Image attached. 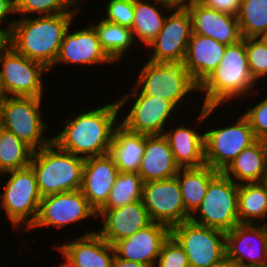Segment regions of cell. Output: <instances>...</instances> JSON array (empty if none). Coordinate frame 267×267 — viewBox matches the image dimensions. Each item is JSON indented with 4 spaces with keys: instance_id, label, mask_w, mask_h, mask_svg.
Here are the masks:
<instances>
[{
    "instance_id": "16",
    "label": "cell",
    "mask_w": 267,
    "mask_h": 267,
    "mask_svg": "<svg viewBox=\"0 0 267 267\" xmlns=\"http://www.w3.org/2000/svg\"><path fill=\"white\" fill-rule=\"evenodd\" d=\"M142 201L152 222L162 223L172 228L190 220L191 216L185 211L176 177L144 182Z\"/></svg>"
},
{
    "instance_id": "42",
    "label": "cell",
    "mask_w": 267,
    "mask_h": 267,
    "mask_svg": "<svg viewBox=\"0 0 267 267\" xmlns=\"http://www.w3.org/2000/svg\"><path fill=\"white\" fill-rule=\"evenodd\" d=\"M170 10H188L194 3L200 0H154Z\"/></svg>"
},
{
    "instance_id": "32",
    "label": "cell",
    "mask_w": 267,
    "mask_h": 267,
    "mask_svg": "<svg viewBox=\"0 0 267 267\" xmlns=\"http://www.w3.org/2000/svg\"><path fill=\"white\" fill-rule=\"evenodd\" d=\"M34 150L0 127V174L29 166Z\"/></svg>"
},
{
    "instance_id": "10",
    "label": "cell",
    "mask_w": 267,
    "mask_h": 267,
    "mask_svg": "<svg viewBox=\"0 0 267 267\" xmlns=\"http://www.w3.org/2000/svg\"><path fill=\"white\" fill-rule=\"evenodd\" d=\"M238 189L239 184L220 172L209 183L201 205L190 220L225 233L232 230L240 223L237 206Z\"/></svg>"
},
{
    "instance_id": "21",
    "label": "cell",
    "mask_w": 267,
    "mask_h": 267,
    "mask_svg": "<svg viewBox=\"0 0 267 267\" xmlns=\"http://www.w3.org/2000/svg\"><path fill=\"white\" fill-rule=\"evenodd\" d=\"M170 236V228L152 222L126 239L113 244L115 255L120 259L140 262L154 267L164 241Z\"/></svg>"
},
{
    "instance_id": "47",
    "label": "cell",
    "mask_w": 267,
    "mask_h": 267,
    "mask_svg": "<svg viewBox=\"0 0 267 267\" xmlns=\"http://www.w3.org/2000/svg\"><path fill=\"white\" fill-rule=\"evenodd\" d=\"M260 38L267 45V32L264 33Z\"/></svg>"
},
{
    "instance_id": "1",
    "label": "cell",
    "mask_w": 267,
    "mask_h": 267,
    "mask_svg": "<svg viewBox=\"0 0 267 267\" xmlns=\"http://www.w3.org/2000/svg\"><path fill=\"white\" fill-rule=\"evenodd\" d=\"M68 115L58 131L52 132V142L60 149L88 158L110 152L115 129L120 125L118 102L113 101ZM82 111V112H81Z\"/></svg>"
},
{
    "instance_id": "35",
    "label": "cell",
    "mask_w": 267,
    "mask_h": 267,
    "mask_svg": "<svg viewBox=\"0 0 267 267\" xmlns=\"http://www.w3.org/2000/svg\"><path fill=\"white\" fill-rule=\"evenodd\" d=\"M83 6L85 7L84 4L81 7L76 0H15V13L20 17L34 16V14L35 16H42L83 13Z\"/></svg>"
},
{
    "instance_id": "48",
    "label": "cell",
    "mask_w": 267,
    "mask_h": 267,
    "mask_svg": "<svg viewBox=\"0 0 267 267\" xmlns=\"http://www.w3.org/2000/svg\"><path fill=\"white\" fill-rule=\"evenodd\" d=\"M244 267H267V263L266 264L249 265V266H244Z\"/></svg>"
},
{
    "instance_id": "28",
    "label": "cell",
    "mask_w": 267,
    "mask_h": 267,
    "mask_svg": "<svg viewBox=\"0 0 267 267\" xmlns=\"http://www.w3.org/2000/svg\"><path fill=\"white\" fill-rule=\"evenodd\" d=\"M92 21L90 24L97 33L102 50L115 64H118L119 61L120 64L127 54L131 56L128 51L136 50L137 43L130 28L106 21L103 18Z\"/></svg>"
},
{
    "instance_id": "3",
    "label": "cell",
    "mask_w": 267,
    "mask_h": 267,
    "mask_svg": "<svg viewBox=\"0 0 267 267\" xmlns=\"http://www.w3.org/2000/svg\"><path fill=\"white\" fill-rule=\"evenodd\" d=\"M258 86L250 74L244 38L236 44L227 45L224 56L215 71L200 86L201 106L222 107L238 102L249 101L252 95L260 94ZM204 96V97H203ZM245 97V98H243ZM236 99V100H235ZM233 100V101H232ZM235 100V101H234Z\"/></svg>"
},
{
    "instance_id": "41",
    "label": "cell",
    "mask_w": 267,
    "mask_h": 267,
    "mask_svg": "<svg viewBox=\"0 0 267 267\" xmlns=\"http://www.w3.org/2000/svg\"><path fill=\"white\" fill-rule=\"evenodd\" d=\"M12 14L16 15L15 0H0V25L7 27L10 31L16 21Z\"/></svg>"
},
{
    "instance_id": "22",
    "label": "cell",
    "mask_w": 267,
    "mask_h": 267,
    "mask_svg": "<svg viewBox=\"0 0 267 267\" xmlns=\"http://www.w3.org/2000/svg\"><path fill=\"white\" fill-rule=\"evenodd\" d=\"M188 12L191 16L192 33L207 36L219 43L232 45L242 40L237 16L194 3Z\"/></svg>"
},
{
    "instance_id": "25",
    "label": "cell",
    "mask_w": 267,
    "mask_h": 267,
    "mask_svg": "<svg viewBox=\"0 0 267 267\" xmlns=\"http://www.w3.org/2000/svg\"><path fill=\"white\" fill-rule=\"evenodd\" d=\"M179 169L163 134H145V152L138 170L143 182L173 178Z\"/></svg>"
},
{
    "instance_id": "27",
    "label": "cell",
    "mask_w": 267,
    "mask_h": 267,
    "mask_svg": "<svg viewBox=\"0 0 267 267\" xmlns=\"http://www.w3.org/2000/svg\"><path fill=\"white\" fill-rule=\"evenodd\" d=\"M145 152V134L133 133L121 124L115 129L110 154L119 172L138 173Z\"/></svg>"
},
{
    "instance_id": "23",
    "label": "cell",
    "mask_w": 267,
    "mask_h": 267,
    "mask_svg": "<svg viewBox=\"0 0 267 267\" xmlns=\"http://www.w3.org/2000/svg\"><path fill=\"white\" fill-rule=\"evenodd\" d=\"M63 240L55 245L77 267H111L115 255L114 247L104 240L96 229Z\"/></svg>"
},
{
    "instance_id": "26",
    "label": "cell",
    "mask_w": 267,
    "mask_h": 267,
    "mask_svg": "<svg viewBox=\"0 0 267 267\" xmlns=\"http://www.w3.org/2000/svg\"><path fill=\"white\" fill-rule=\"evenodd\" d=\"M222 173L236 184L267 181V140L245 148Z\"/></svg>"
},
{
    "instance_id": "9",
    "label": "cell",
    "mask_w": 267,
    "mask_h": 267,
    "mask_svg": "<svg viewBox=\"0 0 267 267\" xmlns=\"http://www.w3.org/2000/svg\"><path fill=\"white\" fill-rule=\"evenodd\" d=\"M231 118L233 121L226 126L222 123L209 127L204 131V159L205 164L212 169L222 172L228 164L238 156L245 148H248L258 139L255 137L249 121L241 113L238 118ZM210 128V129H209Z\"/></svg>"
},
{
    "instance_id": "49",
    "label": "cell",
    "mask_w": 267,
    "mask_h": 267,
    "mask_svg": "<svg viewBox=\"0 0 267 267\" xmlns=\"http://www.w3.org/2000/svg\"><path fill=\"white\" fill-rule=\"evenodd\" d=\"M79 4L81 3V4H83L81 1H88V0H76Z\"/></svg>"
},
{
    "instance_id": "20",
    "label": "cell",
    "mask_w": 267,
    "mask_h": 267,
    "mask_svg": "<svg viewBox=\"0 0 267 267\" xmlns=\"http://www.w3.org/2000/svg\"><path fill=\"white\" fill-rule=\"evenodd\" d=\"M118 174L110 153L85 158L80 190L96 212L107 202Z\"/></svg>"
},
{
    "instance_id": "40",
    "label": "cell",
    "mask_w": 267,
    "mask_h": 267,
    "mask_svg": "<svg viewBox=\"0 0 267 267\" xmlns=\"http://www.w3.org/2000/svg\"><path fill=\"white\" fill-rule=\"evenodd\" d=\"M207 7L236 16L241 0H200Z\"/></svg>"
},
{
    "instance_id": "6",
    "label": "cell",
    "mask_w": 267,
    "mask_h": 267,
    "mask_svg": "<svg viewBox=\"0 0 267 267\" xmlns=\"http://www.w3.org/2000/svg\"><path fill=\"white\" fill-rule=\"evenodd\" d=\"M0 176L4 182L3 190H0V211H5V217L8 218L5 221L8 220L7 222L16 228L17 233H26L36 220L42 198L35 173L28 166Z\"/></svg>"
},
{
    "instance_id": "4",
    "label": "cell",
    "mask_w": 267,
    "mask_h": 267,
    "mask_svg": "<svg viewBox=\"0 0 267 267\" xmlns=\"http://www.w3.org/2000/svg\"><path fill=\"white\" fill-rule=\"evenodd\" d=\"M85 158L60 149L54 142L36 150L29 166L41 197L76 191L82 185Z\"/></svg>"
},
{
    "instance_id": "2",
    "label": "cell",
    "mask_w": 267,
    "mask_h": 267,
    "mask_svg": "<svg viewBox=\"0 0 267 267\" xmlns=\"http://www.w3.org/2000/svg\"><path fill=\"white\" fill-rule=\"evenodd\" d=\"M81 13L19 17L10 31V45L20 54L51 69L58 57L65 33L76 26ZM77 15V16H76Z\"/></svg>"
},
{
    "instance_id": "33",
    "label": "cell",
    "mask_w": 267,
    "mask_h": 267,
    "mask_svg": "<svg viewBox=\"0 0 267 267\" xmlns=\"http://www.w3.org/2000/svg\"><path fill=\"white\" fill-rule=\"evenodd\" d=\"M236 16L242 38H257L267 32V0H241Z\"/></svg>"
},
{
    "instance_id": "37",
    "label": "cell",
    "mask_w": 267,
    "mask_h": 267,
    "mask_svg": "<svg viewBox=\"0 0 267 267\" xmlns=\"http://www.w3.org/2000/svg\"><path fill=\"white\" fill-rule=\"evenodd\" d=\"M154 267H190L184 249L171 235L162 244Z\"/></svg>"
},
{
    "instance_id": "5",
    "label": "cell",
    "mask_w": 267,
    "mask_h": 267,
    "mask_svg": "<svg viewBox=\"0 0 267 267\" xmlns=\"http://www.w3.org/2000/svg\"><path fill=\"white\" fill-rule=\"evenodd\" d=\"M136 72V81L133 85L145 96L165 99L171 102L178 110L185 108L183 101L194 97L199 92V86L188 73L185 61L172 62H143ZM187 97V98H186ZM182 104V105H181ZM179 105V106H178ZM180 107V108H179Z\"/></svg>"
},
{
    "instance_id": "24",
    "label": "cell",
    "mask_w": 267,
    "mask_h": 267,
    "mask_svg": "<svg viewBox=\"0 0 267 267\" xmlns=\"http://www.w3.org/2000/svg\"><path fill=\"white\" fill-rule=\"evenodd\" d=\"M227 45L213 38L193 34L188 42L185 63L188 73L200 86L220 64Z\"/></svg>"
},
{
    "instance_id": "19",
    "label": "cell",
    "mask_w": 267,
    "mask_h": 267,
    "mask_svg": "<svg viewBox=\"0 0 267 267\" xmlns=\"http://www.w3.org/2000/svg\"><path fill=\"white\" fill-rule=\"evenodd\" d=\"M97 218L102 226L96 232L111 245L152 223L142 199L115 209H100Z\"/></svg>"
},
{
    "instance_id": "50",
    "label": "cell",
    "mask_w": 267,
    "mask_h": 267,
    "mask_svg": "<svg viewBox=\"0 0 267 267\" xmlns=\"http://www.w3.org/2000/svg\"><path fill=\"white\" fill-rule=\"evenodd\" d=\"M2 97H3V96H2L1 91H0V102H1V100H2Z\"/></svg>"
},
{
    "instance_id": "30",
    "label": "cell",
    "mask_w": 267,
    "mask_h": 267,
    "mask_svg": "<svg viewBox=\"0 0 267 267\" xmlns=\"http://www.w3.org/2000/svg\"><path fill=\"white\" fill-rule=\"evenodd\" d=\"M210 166L200 168H180L176 174L179 182L185 211L192 216L201 205L209 183L219 174Z\"/></svg>"
},
{
    "instance_id": "15",
    "label": "cell",
    "mask_w": 267,
    "mask_h": 267,
    "mask_svg": "<svg viewBox=\"0 0 267 267\" xmlns=\"http://www.w3.org/2000/svg\"><path fill=\"white\" fill-rule=\"evenodd\" d=\"M192 35L191 16L188 10H170L157 37L145 48L153 62L183 61Z\"/></svg>"
},
{
    "instance_id": "12",
    "label": "cell",
    "mask_w": 267,
    "mask_h": 267,
    "mask_svg": "<svg viewBox=\"0 0 267 267\" xmlns=\"http://www.w3.org/2000/svg\"><path fill=\"white\" fill-rule=\"evenodd\" d=\"M170 235L184 249L190 267H211L226 259L223 231L187 220L170 228Z\"/></svg>"
},
{
    "instance_id": "46",
    "label": "cell",
    "mask_w": 267,
    "mask_h": 267,
    "mask_svg": "<svg viewBox=\"0 0 267 267\" xmlns=\"http://www.w3.org/2000/svg\"><path fill=\"white\" fill-rule=\"evenodd\" d=\"M211 267H235L228 259H225L221 263Z\"/></svg>"
},
{
    "instance_id": "38",
    "label": "cell",
    "mask_w": 267,
    "mask_h": 267,
    "mask_svg": "<svg viewBox=\"0 0 267 267\" xmlns=\"http://www.w3.org/2000/svg\"><path fill=\"white\" fill-rule=\"evenodd\" d=\"M106 3L103 5L106 9L101 17L131 29L134 20V0H109Z\"/></svg>"
},
{
    "instance_id": "34",
    "label": "cell",
    "mask_w": 267,
    "mask_h": 267,
    "mask_svg": "<svg viewBox=\"0 0 267 267\" xmlns=\"http://www.w3.org/2000/svg\"><path fill=\"white\" fill-rule=\"evenodd\" d=\"M142 177L136 172H119L105 205L101 209H115L142 199Z\"/></svg>"
},
{
    "instance_id": "44",
    "label": "cell",
    "mask_w": 267,
    "mask_h": 267,
    "mask_svg": "<svg viewBox=\"0 0 267 267\" xmlns=\"http://www.w3.org/2000/svg\"><path fill=\"white\" fill-rule=\"evenodd\" d=\"M0 54L10 46V30L3 25H0Z\"/></svg>"
},
{
    "instance_id": "8",
    "label": "cell",
    "mask_w": 267,
    "mask_h": 267,
    "mask_svg": "<svg viewBox=\"0 0 267 267\" xmlns=\"http://www.w3.org/2000/svg\"><path fill=\"white\" fill-rule=\"evenodd\" d=\"M117 102L120 112L123 110L120 114V124L128 131L139 134L162 135L171 124L170 122H174L172 119L178 112L171 102L158 97L145 96L134 85L131 86V91L119 97Z\"/></svg>"
},
{
    "instance_id": "14",
    "label": "cell",
    "mask_w": 267,
    "mask_h": 267,
    "mask_svg": "<svg viewBox=\"0 0 267 267\" xmlns=\"http://www.w3.org/2000/svg\"><path fill=\"white\" fill-rule=\"evenodd\" d=\"M201 110L197 118L190 122H182L181 124H175L172 122L168 129H165L163 136L169 143L171 148L175 163L180 168H200L205 166L204 159V130L200 129L205 122L211 117H214L212 114L215 111L219 110L222 107H206L201 106ZM219 108V109H218ZM189 123V124H188ZM175 124V126H174ZM201 124V125H200ZM199 125V126H198ZM199 128V130H198ZM201 130V131H200Z\"/></svg>"
},
{
    "instance_id": "17",
    "label": "cell",
    "mask_w": 267,
    "mask_h": 267,
    "mask_svg": "<svg viewBox=\"0 0 267 267\" xmlns=\"http://www.w3.org/2000/svg\"><path fill=\"white\" fill-rule=\"evenodd\" d=\"M226 259L235 267L267 263V224L239 223L225 233Z\"/></svg>"
},
{
    "instance_id": "39",
    "label": "cell",
    "mask_w": 267,
    "mask_h": 267,
    "mask_svg": "<svg viewBox=\"0 0 267 267\" xmlns=\"http://www.w3.org/2000/svg\"><path fill=\"white\" fill-rule=\"evenodd\" d=\"M263 96V99L259 97L258 103L254 106L250 104L244 112H240L249 121L258 140H267V96Z\"/></svg>"
},
{
    "instance_id": "13",
    "label": "cell",
    "mask_w": 267,
    "mask_h": 267,
    "mask_svg": "<svg viewBox=\"0 0 267 267\" xmlns=\"http://www.w3.org/2000/svg\"><path fill=\"white\" fill-rule=\"evenodd\" d=\"M90 218L96 219L97 212L89 205L80 189L52 194L41 198L36 220L27 231L40 228L46 230L49 227L60 230Z\"/></svg>"
},
{
    "instance_id": "31",
    "label": "cell",
    "mask_w": 267,
    "mask_h": 267,
    "mask_svg": "<svg viewBox=\"0 0 267 267\" xmlns=\"http://www.w3.org/2000/svg\"><path fill=\"white\" fill-rule=\"evenodd\" d=\"M240 223L267 224V181L239 184Z\"/></svg>"
},
{
    "instance_id": "18",
    "label": "cell",
    "mask_w": 267,
    "mask_h": 267,
    "mask_svg": "<svg viewBox=\"0 0 267 267\" xmlns=\"http://www.w3.org/2000/svg\"><path fill=\"white\" fill-rule=\"evenodd\" d=\"M88 24L83 28L80 27V29L69 27L64 35L58 57L51 69L57 68L56 66H60V64L74 67L77 65L84 67L99 65L100 67V64H107L116 67L115 63L102 50L94 27L90 23Z\"/></svg>"
},
{
    "instance_id": "7",
    "label": "cell",
    "mask_w": 267,
    "mask_h": 267,
    "mask_svg": "<svg viewBox=\"0 0 267 267\" xmlns=\"http://www.w3.org/2000/svg\"><path fill=\"white\" fill-rule=\"evenodd\" d=\"M44 99L3 96L0 102V127L12 132L34 151L40 150L52 142L49 123L47 120L44 121L41 110ZM46 133L51 136L47 137Z\"/></svg>"
},
{
    "instance_id": "36",
    "label": "cell",
    "mask_w": 267,
    "mask_h": 267,
    "mask_svg": "<svg viewBox=\"0 0 267 267\" xmlns=\"http://www.w3.org/2000/svg\"><path fill=\"white\" fill-rule=\"evenodd\" d=\"M244 44L250 74L257 84H261L267 79V45L260 37L244 38Z\"/></svg>"
},
{
    "instance_id": "29",
    "label": "cell",
    "mask_w": 267,
    "mask_h": 267,
    "mask_svg": "<svg viewBox=\"0 0 267 267\" xmlns=\"http://www.w3.org/2000/svg\"><path fill=\"white\" fill-rule=\"evenodd\" d=\"M169 11L170 9L154 0H134V20L131 30L136 43L146 48L157 37Z\"/></svg>"
},
{
    "instance_id": "45",
    "label": "cell",
    "mask_w": 267,
    "mask_h": 267,
    "mask_svg": "<svg viewBox=\"0 0 267 267\" xmlns=\"http://www.w3.org/2000/svg\"><path fill=\"white\" fill-rule=\"evenodd\" d=\"M53 248H54V250L56 251H58L59 253H61L60 255H61V259H63L62 260V263H61V265L59 264V265H56L57 267H77L72 261H70L55 245H53L52 246Z\"/></svg>"
},
{
    "instance_id": "11",
    "label": "cell",
    "mask_w": 267,
    "mask_h": 267,
    "mask_svg": "<svg viewBox=\"0 0 267 267\" xmlns=\"http://www.w3.org/2000/svg\"><path fill=\"white\" fill-rule=\"evenodd\" d=\"M48 71L51 70L18 53L10 45L0 54L2 96L45 98L48 88L43 84L45 80L43 77Z\"/></svg>"
},
{
    "instance_id": "43",
    "label": "cell",
    "mask_w": 267,
    "mask_h": 267,
    "mask_svg": "<svg viewBox=\"0 0 267 267\" xmlns=\"http://www.w3.org/2000/svg\"><path fill=\"white\" fill-rule=\"evenodd\" d=\"M111 267H149V266L140 262L120 259L116 255H114Z\"/></svg>"
}]
</instances>
